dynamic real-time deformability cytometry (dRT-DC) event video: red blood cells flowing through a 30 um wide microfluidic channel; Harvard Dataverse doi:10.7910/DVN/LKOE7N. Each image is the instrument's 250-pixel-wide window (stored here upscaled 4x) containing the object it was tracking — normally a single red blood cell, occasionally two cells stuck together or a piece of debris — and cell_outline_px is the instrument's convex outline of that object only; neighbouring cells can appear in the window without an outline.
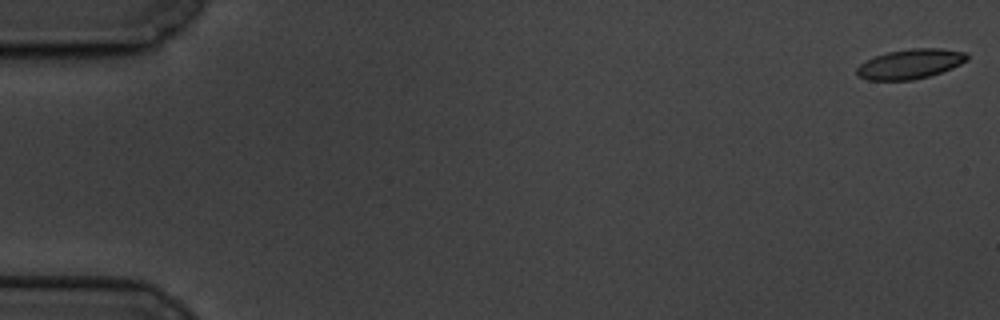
{"species": "common noctule bat (a hibernating species)", "species_latin": "Nyctalus noctula", "temperature_condition": "cold", "stored_images_in_passage": 8, "camera_frame_rate_fps": 3000, "um_per_image_px": 0.085, "animal": {"sex": "male", "body_mass_g": 19.5, "forearm_length_mm": 54.6}, "frame": {"image": 1, "passage_image": 1, "time_ms": 0.0, "image_size_px": [1000, 320], "cell_outline_px": [[968, 60], [952, 68], [928, 76], [912, 80], [868, 80], [856, 76], [856, 68], [860, 64], [876, 56], [888, 52], [912, 48], [940, 48], [968, 52]], "centroid_in_image_um": [77.38, 5.43], "position_along_channel_um": 7.6, "area_um2": 19.07}}
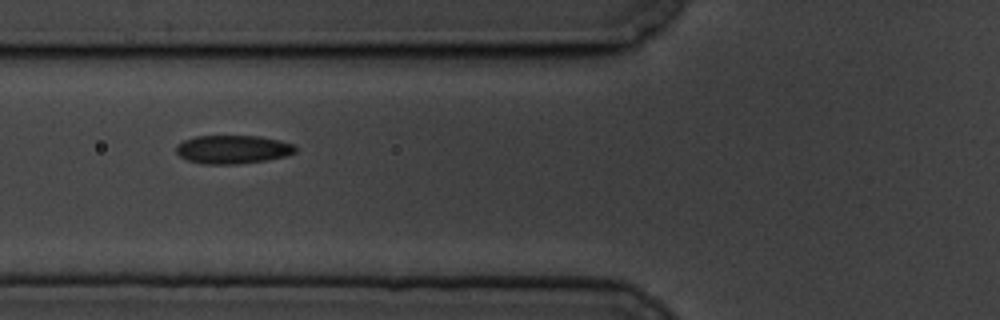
{"frame": {"image": 2, "passage_image": 7, "time_ms": 7.333, "image_size_px": [1000, 320], "cell_outline_px": [[296, 152], [284, 156], [264, 160], [236, 164], [204, 164], [188, 160], [180, 156], [176, 152], [176, 144], [184, 140], [196, 136], [260, 136], [280, 140], [296, 144]], "centroid_in_image_um": [19.79, 12.69], "position_along_channel_um": 106.0, "area_um2": 19.77}}
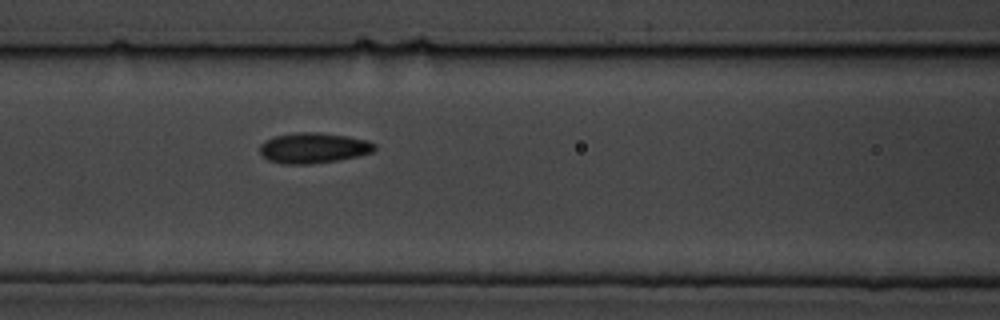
{"frame": {"image": 3, "passage_image": 8, "time_ms": 8.333, "image_size_px": [1000, 320], "cell_outline_px": [[376, 148], [372, 152], [360, 156], [336, 160], [308, 164], [284, 164], [268, 160], [260, 152], [260, 144], [264, 140], [276, 136], [296, 132], [316, 132], [348, 136], [368, 140], [376, 144]], "centroid_in_image_um": [26.66, 12.57], "position_along_channel_um": 139.9, "area_um2": 20.4}}